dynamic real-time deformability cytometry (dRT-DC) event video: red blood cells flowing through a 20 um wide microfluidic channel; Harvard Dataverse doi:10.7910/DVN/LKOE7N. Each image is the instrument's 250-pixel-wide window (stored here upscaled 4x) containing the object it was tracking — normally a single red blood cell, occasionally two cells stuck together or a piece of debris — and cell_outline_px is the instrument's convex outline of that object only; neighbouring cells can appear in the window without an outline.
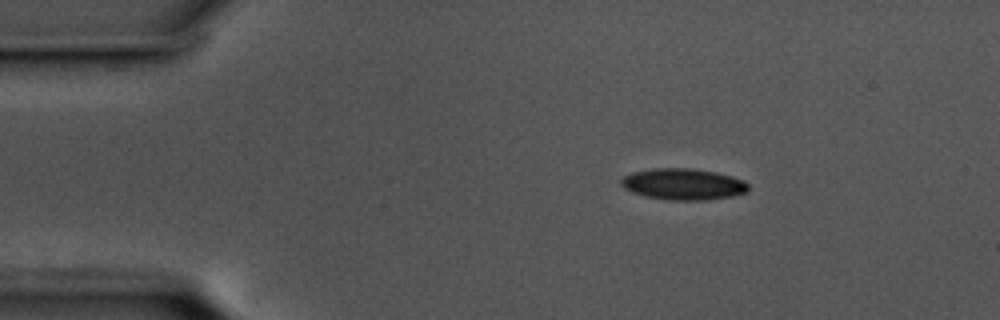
{"species": "common noctule bat (a hibernating species)", "species_latin": "Nyctalus noctula", "temperature_condition": "cold", "stored_images_in_passage": 48, "camera_frame_rate_fps": 3000, "um_per_image_px": 0.085, "animal": {"sex": "male", "body_mass_g": 17.5, "forearm_length_mm": 52.3}, "frame": {"image": 1, "passage_image": 1, "time_ms": 0.0, "image_size_px": [1000, 320], "cell_outline_px": [[748, 192], [732, 196], [704, 200], [668, 200], [644, 196], [632, 192], [624, 188], [620, 184], [620, 180], [624, 176], [632, 172], [656, 168], [692, 168], [716, 172], [732, 176], [744, 180], [748, 184]], "centroid_in_image_um": [58.07, 15.65], "position_along_channel_um": 26.9, "area_um2": 23.35}}
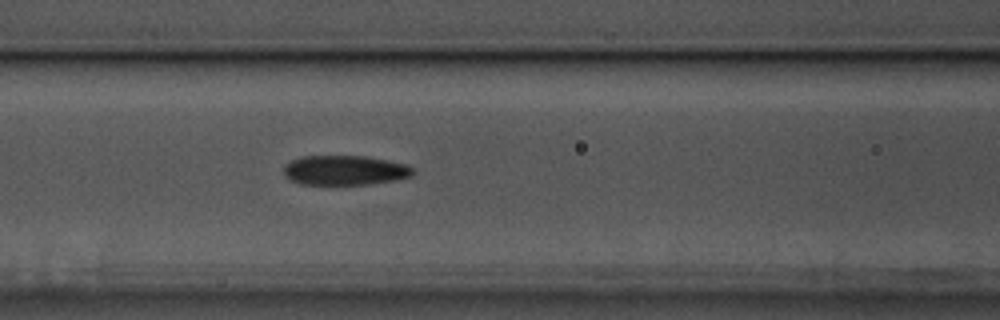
{"frame": {"image": 2, "passage_image": 15, "time_ms": 4.667, "image_size_px": [1000, 320], "cell_outline_px": [[412, 176], [396, 180], [368, 184], [300, 184], [284, 176], [284, 164], [300, 156], [364, 156], [388, 160], [408, 164], [412, 168]], "centroid_in_image_um": [29.3, 14.46], "position_along_channel_um": 137.3, "area_um2": 22.37}}
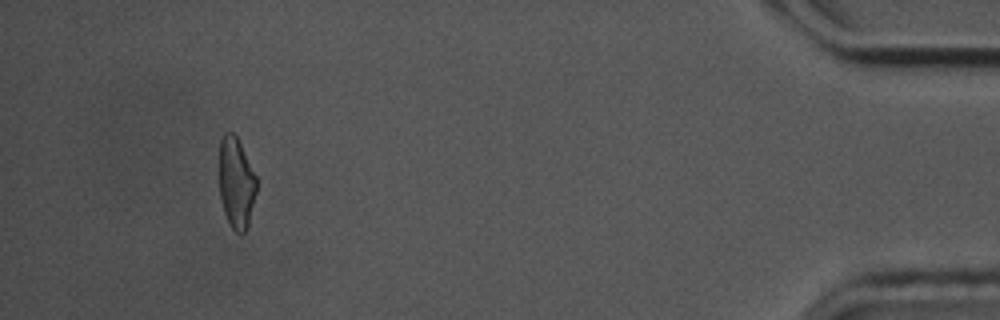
{"frame": {"image": 3, "passage_image": 44, "time_ms": 14.333, "image_size_px": [1000, 320], "cell_outline_px": [[256, 192], [248, 224], [244, 232], [240, 236], [228, 224], [224, 212], [220, 196], [220, 140], [224, 132], [232, 132], [240, 140], [256, 176]], "centroid_in_image_um": [20.08, 15.53], "position_along_channel_um": 415.1, "area_um2": 19.83}, "authors_computed_cell_mechanics": {"area_um2": 22.2241, "velocity_mm_per_s": 3.592, "shape_relaxation_time_tau1_ms": 3.9218, "shape_relaxation_time_tau2_ms": 3.0852, "deformation_change_tau1": 0.1244, "deformation_change_tau2": 0.0936}}